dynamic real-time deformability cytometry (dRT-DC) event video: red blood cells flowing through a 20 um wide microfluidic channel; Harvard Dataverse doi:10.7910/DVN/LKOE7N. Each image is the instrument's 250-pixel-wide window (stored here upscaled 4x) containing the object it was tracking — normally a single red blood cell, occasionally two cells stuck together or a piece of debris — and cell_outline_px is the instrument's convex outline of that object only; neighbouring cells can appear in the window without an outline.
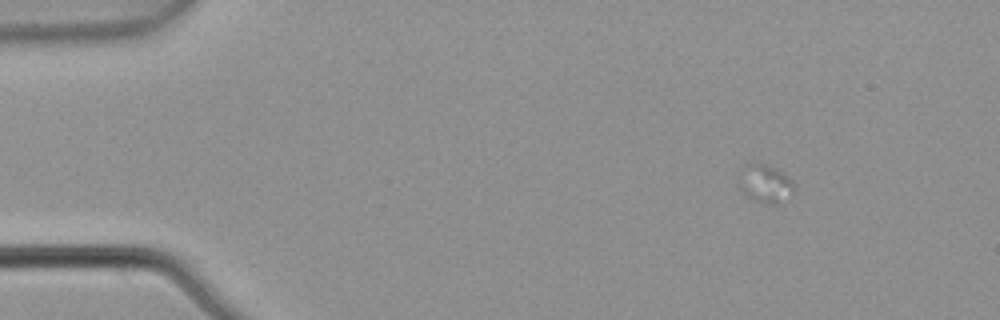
{"species": "common noctule bat (a hibernating species)", "species_latin": "Nyctalus noctula", "temperature_condition": "warm", "stored_images_in_passage": 6, "camera_frame_rate_fps": 3000, "um_per_image_px": 0.085, "animal": {"sex": "male", "body_mass_g": 21.5, "forearm_length_mm": 52.0}, "frame": {"image": 1, "passage_image": 2, "time_ms": 0.333, "image_size_px": [1000, 320], "cell_outline_px": [[796, 188], [792, 196], [780, 204], [764, 204], [752, 200], [740, 188], [736, 176], [740, 168], [744, 164], [756, 160], [768, 164], [784, 172], [792, 180]], "centroid_in_image_um": [65.03, 15.57], "position_along_channel_um": 20.0, "area_um2": 13.29}}